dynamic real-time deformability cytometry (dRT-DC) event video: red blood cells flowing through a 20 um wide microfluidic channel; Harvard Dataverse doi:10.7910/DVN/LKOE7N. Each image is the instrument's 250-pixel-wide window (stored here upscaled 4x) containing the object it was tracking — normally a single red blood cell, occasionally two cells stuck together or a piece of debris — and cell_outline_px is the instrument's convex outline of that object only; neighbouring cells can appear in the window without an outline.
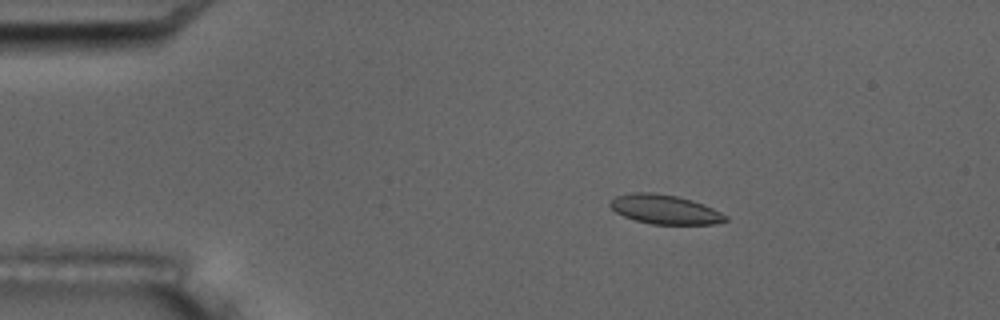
{"species": "common noctule bat (a hibernating species)", "species_latin": "Nyctalus noctula", "temperature_condition": "room temperature", "stored_images_in_passage": 6, "camera_frame_rate_fps": 3000, "um_per_image_px": 0.085, "animal": {"sex": "male", "body_mass_g": 17.5, "forearm_length_mm": 52.3}, "frame": {"image": 1, "passage_image": 4, "time_ms": 3.333, "image_size_px": [1000, 320], "cell_outline_px": [[728, 220], [716, 224], [652, 224], [636, 220], [624, 216], [616, 212], [608, 204], [616, 196], [632, 192], [652, 192], [676, 196], [692, 200], [712, 208], [728, 216]], "centroid_in_image_um": [56.52, 17.8], "position_along_channel_um": 28.5, "area_um2": 19.54}}